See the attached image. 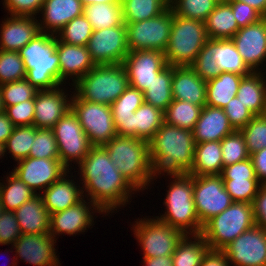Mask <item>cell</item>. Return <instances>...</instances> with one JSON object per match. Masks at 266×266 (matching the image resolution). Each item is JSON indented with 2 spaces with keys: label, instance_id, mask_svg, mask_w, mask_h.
Wrapping results in <instances>:
<instances>
[{
  "label": "cell",
  "instance_id": "cell-54",
  "mask_svg": "<svg viewBox=\"0 0 266 266\" xmlns=\"http://www.w3.org/2000/svg\"><path fill=\"white\" fill-rule=\"evenodd\" d=\"M22 235L14 211H3L0 215V244H14Z\"/></svg>",
  "mask_w": 266,
  "mask_h": 266
},
{
  "label": "cell",
  "instance_id": "cell-59",
  "mask_svg": "<svg viewBox=\"0 0 266 266\" xmlns=\"http://www.w3.org/2000/svg\"><path fill=\"white\" fill-rule=\"evenodd\" d=\"M257 179L266 185V148L250 154Z\"/></svg>",
  "mask_w": 266,
  "mask_h": 266
},
{
  "label": "cell",
  "instance_id": "cell-15",
  "mask_svg": "<svg viewBox=\"0 0 266 266\" xmlns=\"http://www.w3.org/2000/svg\"><path fill=\"white\" fill-rule=\"evenodd\" d=\"M222 251L233 266H266V230L254 225Z\"/></svg>",
  "mask_w": 266,
  "mask_h": 266
},
{
  "label": "cell",
  "instance_id": "cell-42",
  "mask_svg": "<svg viewBox=\"0 0 266 266\" xmlns=\"http://www.w3.org/2000/svg\"><path fill=\"white\" fill-rule=\"evenodd\" d=\"M219 2L218 0H170L169 7L178 16L204 22Z\"/></svg>",
  "mask_w": 266,
  "mask_h": 266
},
{
  "label": "cell",
  "instance_id": "cell-8",
  "mask_svg": "<svg viewBox=\"0 0 266 266\" xmlns=\"http://www.w3.org/2000/svg\"><path fill=\"white\" fill-rule=\"evenodd\" d=\"M254 225L252 203L233 202L203 225L201 235L205 238L209 249L223 250Z\"/></svg>",
  "mask_w": 266,
  "mask_h": 266
},
{
  "label": "cell",
  "instance_id": "cell-47",
  "mask_svg": "<svg viewBox=\"0 0 266 266\" xmlns=\"http://www.w3.org/2000/svg\"><path fill=\"white\" fill-rule=\"evenodd\" d=\"M249 154L266 148V116L255 115L241 130Z\"/></svg>",
  "mask_w": 266,
  "mask_h": 266
},
{
  "label": "cell",
  "instance_id": "cell-56",
  "mask_svg": "<svg viewBox=\"0 0 266 266\" xmlns=\"http://www.w3.org/2000/svg\"><path fill=\"white\" fill-rule=\"evenodd\" d=\"M44 0H4V7L12 16L34 17L39 13Z\"/></svg>",
  "mask_w": 266,
  "mask_h": 266
},
{
  "label": "cell",
  "instance_id": "cell-37",
  "mask_svg": "<svg viewBox=\"0 0 266 266\" xmlns=\"http://www.w3.org/2000/svg\"><path fill=\"white\" fill-rule=\"evenodd\" d=\"M173 66L167 65L143 92L144 102L161 109L163 112L172 103Z\"/></svg>",
  "mask_w": 266,
  "mask_h": 266
},
{
  "label": "cell",
  "instance_id": "cell-19",
  "mask_svg": "<svg viewBox=\"0 0 266 266\" xmlns=\"http://www.w3.org/2000/svg\"><path fill=\"white\" fill-rule=\"evenodd\" d=\"M54 239L50 234H22L13 246L20 259L35 266H59Z\"/></svg>",
  "mask_w": 266,
  "mask_h": 266
},
{
  "label": "cell",
  "instance_id": "cell-32",
  "mask_svg": "<svg viewBox=\"0 0 266 266\" xmlns=\"http://www.w3.org/2000/svg\"><path fill=\"white\" fill-rule=\"evenodd\" d=\"M243 76L222 72L218 77L206 82V105L223 109L233 99Z\"/></svg>",
  "mask_w": 266,
  "mask_h": 266
},
{
  "label": "cell",
  "instance_id": "cell-18",
  "mask_svg": "<svg viewBox=\"0 0 266 266\" xmlns=\"http://www.w3.org/2000/svg\"><path fill=\"white\" fill-rule=\"evenodd\" d=\"M231 39L247 66L257 72L266 58V17L240 28Z\"/></svg>",
  "mask_w": 266,
  "mask_h": 266
},
{
  "label": "cell",
  "instance_id": "cell-6",
  "mask_svg": "<svg viewBox=\"0 0 266 266\" xmlns=\"http://www.w3.org/2000/svg\"><path fill=\"white\" fill-rule=\"evenodd\" d=\"M72 85L81 100L110 106L130 84L127 71L120 63L95 65Z\"/></svg>",
  "mask_w": 266,
  "mask_h": 266
},
{
  "label": "cell",
  "instance_id": "cell-34",
  "mask_svg": "<svg viewBox=\"0 0 266 266\" xmlns=\"http://www.w3.org/2000/svg\"><path fill=\"white\" fill-rule=\"evenodd\" d=\"M212 58L221 72H229L243 77L253 71L247 66L237 51L232 39H212Z\"/></svg>",
  "mask_w": 266,
  "mask_h": 266
},
{
  "label": "cell",
  "instance_id": "cell-22",
  "mask_svg": "<svg viewBox=\"0 0 266 266\" xmlns=\"http://www.w3.org/2000/svg\"><path fill=\"white\" fill-rule=\"evenodd\" d=\"M10 16L1 25L0 50L18 52L40 32L39 22L35 17Z\"/></svg>",
  "mask_w": 266,
  "mask_h": 266
},
{
  "label": "cell",
  "instance_id": "cell-13",
  "mask_svg": "<svg viewBox=\"0 0 266 266\" xmlns=\"http://www.w3.org/2000/svg\"><path fill=\"white\" fill-rule=\"evenodd\" d=\"M193 200L202 226L233 203L220 175H193Z\"/></svg>",
  "mask_w": 266,
  "mask_h": 266
},
{
  "label": "cell",
  "instance_id": "cell-31",
  "mask_svg": "<svg viewBox=\"0 0 266 266\" xmlns=\"http://www.w3.org/2000/svg\"><path fill=\"white\" fill-rule=\"evenodd\" d=\"M260 71L242 78L237 98L255 116L264 115L266 109V83Z\"/></svg>",
  "mask_w": 266,
  "mask_h": 266
},
{
  "label": "cell",
  "instance_id": "cell-2",
  "mask_svg": "<svg viewBox=\"0 0 266 266\" xmlns=\"http://www.w3.org/2000/svg\"><path fill=\"white\" fill-rule=\"evenodd\" d=\"M195 145L193 131L164 122L149 141L150 162L155 176L162 172L189 173L193 165Z\"/></svg>",
  "mask_w": 266,
  "mask_h": 266
},
{
  "label": "cell",
  "instance_id": "cell-60",
  "mask_svg": "<svg viewBox=\"0 0 266 266\" xmlns=\"http://www.w3.org/2000/svg\"><path fill=\"white\" fill-rule=\"evenodd\" d=\"M200 266H230L226 254L222 250H211L203 256Z\"/></svg>",
  "mask_w": 266,
  "mask_h": 266
},
{
  "label": "cell",
  "instance_id": "cell-23",
  "mask_svg": "<svg viewBox=\"0 0 266 266\" xmlns=\"http://www.w3.org/2000/svg\"><path fill=\"white\" fill-rule=\"evenodd\" d=\"M56 51L59 55L61 85L69 76L75 77L73 82L76 83L95 66L86 46L66 44L57 38Z\"/></svg>",
  "mask_w": 266,
  "mask_h": 266
},
{
  "label": "cell",
  "instance_id": "cell-52",
  "mask_svg": "<svg viewBox=\"0 0 266 266\" xmlns=\"http://www.w3.org/2000/svg\"><path fill=\"white\" fill-rule=\"evenodd\" d=\"M34 107L35 98L20 102L13 106H7L5 108V113L15 127L29 126L33 125V119L35 115Z\"/></svg>",
  "mask_w": 266,
  "mask_h": 266
},
{
  "label": "cell",
  "instance_id": "cell-65",
  "mask_svg": "<svg viewBox=\"0 0 266 266\" xmlns=\"http://www.w3.org/2000/svg\"><path fill=\"white\" fill-rule=\"evenodd\" d=\"M6 150H7L6 149V144L5 143H0V157L4 156L5 152H7Z\"/></svg>",
  "mask_w": 266,
  "mask_h": 266
},
{
  "label": "cell",
  "instance_id": "cell-41",
  "mask_svg": "<svg viewBox=\"0 0 266 266\" xmlns=\"http://www.w3.org/2000/svg\"><path fill=\"white\" fill-rule=\"evenodd\" d=\"M7 184L0 182V197L5 211H15L26 201L37 195L12 172L7 177Z\"/></svg>",
  "mask_w": 266,
  "mask_h": 266
},
{
  "label": "cell",
  "instance_id": "cell-14",
  "mask_svg": "<svg viewBox=\"0 0 266 266\" xmlns=\"http://www.w3.org/2000/svg\"><path fill=\"white\" fill-rule=\"evenodd\" d=\"M86 47L95 65L123 63L129 53L126 26L94 30Z\"/></svg>",
  "mask_w": 266,
  "mask_h": 266
},
{
  "label": "cell",
  "instance_id": "cell-55",
  "mask_svg": "<svg viewBox=\"0 0 266 266\" xmlns=\"http://www.w3.org/2000/svg\"><path fill=\"white\" fill-rule=\"evenodd\" d=\"M226 2L231 6L239 28L254 24L263 18L256 9L242 1L228 0Z\"/></svg>",
  "mask_w": 266,
  "mask_h": 266
},
{
  "label": "cell",
  "instance_id": "cell-46",
  "mask_svg": "<svg viewBox=\"0 0 266 266\" xmlns=\"http://www.w3.org/2000/svg\"><path fill=\"white\" fill-rule=\"evenodd\" d=\"M25 78L26 70L19 52L0 50V85Z\"/></svg>",
  "mask_w": 266,
  "mask_h": 266
},
{
  "label": "cell",
  "instance_id": "cell-3",
  "mask_svg": "<svg viewBox=\"0 0 266 266\" xmlns=\"http://www.w3.org/2000/svg\"><path fill=\"white\" fill-rule=\"evenodd\" d=\"M57 36L40 31L28 42L19 55L24 62L26 80L38 91L59 87V55Z\"/></svg>",
  "mask_w": 266,
  "mask_h": 266
},
{
  "label": "cell",
  "instance_id": "cell-38",
  "mask_svg": "<svg viewBox=\"0 0 266 266\" xmlns=\"http://www.w3.org/2000/svg\"><path fill=\"white\" fill-rule=\"evenodd\" d=\"M163 123L164 112L144 102L134 112V137L149 142Z\"/></svg>",
  "mask_w": 266,
  "mask_h": 266
},
{
  "label": "cell",
  "instance_id": "cell-17",
  "mask_svg": "<svg viewBox=\"0 0 266 266\" xmlns=\"http://www.w3.org/2000/svg\"><path fill=\"white\" fill-rule=\"evenodd\" d=\"M70 169L60 159H45L27 157L18 161L13 174L23 181L34 192L42 188L47 189L59 180Z\"/></svg>",
  "mask_w": 266,
  "mask_h": 266
},
{
  "label": "cell",
  "instance_id": "cell-62",
  "mask_svg": "<svg viewBox=\"0 0 266 266\" xmlns=\"http://www.w3.org/2000/svg\"><path fill=\"white\" fill-rule=\"evenodd\" d=\"M145 266H173L172 255L144 258Z\"/></svg>",
  "mask_w": 266,
  "mask_h": 266
},
{
  "label": "cell",
  "instance_id": "cell-66",
  "mask_svg": "<svg viewBox=\"0 0 266 266\" xmlns=\"http://www.w3.org/2000/svg\"><path fill=\"white\" fill-rule=\"evenodd\" d=\"M2 112H5V105H4V102L2 100V94L0 91V113H2Z\"/></svg>",
  "mask_w": 266,
  "mask_h": 266
},
{
  "label": "cell",
  "instance_id": "cell-29",
  "mask_svg": "<svg viewBox=\"0 0 266 266\" xmlns=\"http://www.w3.org/2000/svg\"><path fill=\"white\" fill-rule=\"evenodd\" d=\"M66 176V174L63 175L42 191L44 193L41 194L44 206L50 214L63 211L84 199V191L80 190V186L78 188L75 182L73 183V180L67 179Z\"/></svg>",
  "mask_w": 266,
  "mask_h": 266
},
{
  "label": "cell",
  "instance_id": "cell-64",
  "mask_svg": "<svg viewBox=\"0 0 266 266\" xmlns=\"http://www.w3.org/2000/svg\"><path fill=\"white\" fill-rule=\"evenodd\" d=\"M82 6H87L90 4H96V3H110V4H121L122 0H80Z\"/></svg>",
  "mask_w": 266,
  "mask_h": 266
},
{
  "label": "cell",
  "instance_id": "cell-61",
  "mask_svg": "<svg viewBox=\"0 0 266 266\" xmlns=\"http://www.w3.org/2000/svg\"><path fill=\"white\" fill-rule=\"evenodd\" d=\"M14 125L5 112L0 113V143H6L13 132Z\"/></svg>",
  "mask_w": 266,
  "mask_h": 266
},
{
  "label": "cell",
  "instance_id": "cell-58",
  "mask_svg": "<svg viewBox=\"0 0 266 266\" xmlns=\"http://www.w3.org/2000/svg\"><path fill=\"white\" fill-rule=\"evenodd\" d=\"M255 225L266 230V185H262L252 201Z\"/></svg>",
  "mask_w": 266,
  "mask_h": 266
},
{
  "label": "cell",
  "instance_id": "cell-35",
  "mask_svg": "<svg viewBox=\"0 0 266 266\" xmlns=\"http://www.w3.org/2000/svg\"><path fill=\"white\" fill-rule=\"evenodd\" d=\"M188 236L185 234L178 242L172 254L173 266H200L203 256L209 250V246L201 234L192 235V239L195 241Z\"/></svg>",
  "mask_w": 266,
  "mask_h": 266
},
{
  "label": "cell",
  "instance_id": "cell-4",
  "mask_svg": "<svg viewBox=\"0 0 266 266\" xmlns=\"http://www.w3.org/2000/svg\"><path fill=\"white\" fill-rule=\"evenodd\" d=\"M117 169L136 189L144 190L154 179L149 142L139 138L116 135L102 146Z\"/></svg>",
  "mask_w": 266,
  "mask_h": 266
},
{
  "label": "cell",
  "instance_id": "cell-25",
  "mask_svg": "<svg viewBox=\"0 0 266 266\" xmlns=\"http://www.w3.org/2000/svg\"><path fill=\"white\" fill-rule=\"evenodd\" d=\"M224 109L205 105L193 130L195 143L221 141L234 132Z\"/></svg>",
  "mask_w": 266,
  "mask_h": 266
},
{
  "label": "cell",
  "instance_id": "cell-33",
  "mask_svg": "<svg viewBox=\"0 0 266 266\" xmlns=\"http://www.w3.org/2000/svg\"><path fill=\"white\" fill-rule=\"evenodd\" d=\"M209 39H231L240 29L231 6L220 1L204 21Z\"/></svg>",
  "mask_w": 266,
  "mask_h": 266
},
{
  "label": "cell",
  "instance_id": "cell-27",
  "mask_svg": "<svg viewBox=\"0 0 266 266\" xmlns=\"http://www.w3.org/2000/svg\"><path fill=\"white\" fill-rule=\"evenodd\" d=\"M143 103V92L129 85L119 98L110 105L118 136L134 137V112Z\"/></svg>",
  "mask_w": 266,
  "mask_h": 266
},
{
  "label": "cell",
  "instance_id": "cell-21",
  "mask_svg": "<svg viewBox=\"0 0 266 266\" xmlns=\"http://www.w3.org/2000/svg\"><path fill=\"white\" fill-rule=\"evenodd\" d=\"M89 203L90 206L88 205ZM88 204L82 199L76 205L58 213L50 214L49 234L55 239L56 235L63 233L74 235L78 232H85L84 230H86L87 227L89 228L92 226V221L94 219L89 210L93 207L98 213L102 212L93 202L90 201Z\"/></svg>",
  "mask_w": 266,
  "mask_h": 266
},
{
  "label": "cell",
  "instance_id": "cell-12",
  "mask_svg": "<svg viewBox=\"0 0 266 266\" xmlns=\"http://www.w3.org/2000/svg\"><path fill=\"white\" fill-rule=\"evenodd\" d=\"M52 130L57 142L59 159L68 169L69 161L75 160L79 164L93 147L72 110L61 117Z\"/></svg>",
  "mask_w": 266,
  "mask_h": 266
},
{
  "label": "cell",
  "instance_id": "cell-50",
  "mask_svg": "<svg viewBox=\"0 0 266 266\" xmlns=\"http://www.w3.org/2000/svg\"><path fill=\"white\" fill-rule=\"evenodd\" d=\"M233 202L252 203L263 185L258 179H222Z\"/></svg>",
  "mask_w": 266,
  "mask_h": 266
},
{
  "label": "cell",
  "instance_id": "cell-48",
  "mask_svg": "<svg viewBox=\"0 0 266 266\" xmlns=\"http://www.w3.org/2000/svg\"><path fill=\"white\" fill-rule=\"evenodd\" d=\"M0 91L5 108L32 100L38 92L26 79L1 84Z\"/></svg>",
  "mask_w": 266,
  "mask_h": 266
},
{
  "label": "cell",
  "instance_id": "cell-26",
  "mask_svg": "<svg viewBox=\"0 0 266 266\" xmlns=\"http://www.w3.org/2000/svg\"><path fill=\"white\" fill-rule=\"evenodd\" d=\"M40 11L43 24L39 22V30H49V34L56 35L72 19L83 14V6L80 0H44Z\"/></svg>",
  "mask_w": 266,
  "mask_h": 266
},
{
  "label": "cell",
  "instance_id": "cell-44",
  "mask_svg": "<svg viewBox=\"0 0 266 266\" xmlns=\"http://www.w3.org/2000/svg\"><path fill=\"white\" fill-rule=\"evenodd\" d=\"M91 23L84 14L75 17L59 32L58 39L70 45L86 46L93 32Z\"/></svg>",
  "mask_w": 266,
  "mask_h": 266
},
{
  "label": "cell",
  "instance_id": "cell-20",
  "mask_svg": "<svg viewBox=\"0 0 266 266\" xmlns=\"http://www.w3.org/2000/svg\"><path fill=\"white\" fill-rule=\"evenodd\" d=\"M66 96L59 87L38 91L35 96L33 125L36 128L52 129L57 121L71 110V98L69 100Z\"/></svg>",
  "mask_w": 266,
  "mask_h": 266
},
{
  "label": "cell",
  "instance_id": "cell-67",
  "mask_svg": "<svg viewBox=\"0 0 266 266\" xmlns=\"http://www.w3.org/2000/svg\"><path fill=\"white\" fill-rule=\"evenodd\" d=\"M3 211H4V206H3L2 202H1V197H0V215H1V213Z\"/></svg>",
  "mask_w": 266,
  "mask_h": 266
},
{
  "label": "cell",
  "instance_id": "cell-39",
  "mask_svg": "<svg viewBox=\"0 0 266 266\" xmlns=\"http://www.w3.org/2000/svg\"><path fill=\"white\" fill-rule=\"evenodd\" d=\"M124 23L157 17L169 7V0H122Z\"/></svg>",
  "mask_w": 266,
  "mask_h": 266
},
{
  "label": "cell",
  "instance_id": "cell-57",
  "mask_svg": "<svg viewBox=\"0 0 266 266\" xmlns=\"http://www.w3.org/2000/svg\"><path fill=\"white\" fill-rule=\"evenodd\" d=\"M220 176L222 179H257L251 158L224 166Z\"/></svg>",
  "mask_w": 266,
  "mask_h": 266
},
{
  "label": "cell",
  "instance_id": "cell-49",
  "mask_svg": "<svg viewBox=\"0 0 266 266\" xmlns=\"http://www.w3.org/2000/svg\"><path fill=\"white\" fill-rule=\"evenodd\" d=\"M29 157L59 159L56 138L52 129L36 128V134Z\"/></svg>",
  "mask_w": 266,
  "mask_h": 266
},
{
  "label": "cell",
  "instance_id": "cell-5",
  "mask_svg": "<svg viewBox=\"0 0 266 266\" xmlns=\"http://www.w3.org/2000/svg\"><path fill=\"white\" fill-rule=\"evenodd\" d=\"M167 175H170L174 181L170 182L164 201L167 211L160 218L159 216L156 218L181 230L184 234H201L203 226L197 216L193 200V175L188 173Z\"/></svg>",
  "mask_w": 266,
  "mask_h": 266
},
{
  "label": "cell",
  "instance_id": "cell-45",
  "mask_svg": "<svg viewBox=\"0 0 266 266\" xmlns=\"http://www.w3.org/2000/svg\"><path fill=\"white\" fill-rule=\"evenodd\" d=\"M223 166H229L250 158L247 151L244 135L241 131L235 130L221 141Z\"/></svg>",
  "mask_w": 266,
  "mask_h": 266
},
{
  "label": "cell",
  "instance_id": "cell-43",
  "mask_svg": "<svg viewBox=\"0 0 266 266\" xmlns=\"http://www.w3.org/2000/svg\"><path fill=\"white\" fill-rule=\"evenodd\" d=\"M35 134L36 127L34 125L14 127L12 134L5 144L6 149L9 150L8 153L12 154L15 161L29 157Z\"/></svg>",
  "mask_w": 266,
  "mask_h": 266
},
{
  "label": "cell",
  "instance_id": "cell-7",
  "mask_svg": "<svg viewBox=\"0 0 266 266\" xmlns=\"http://www.w3.org/2000/svg\"><path fill=\"white\" fill-rule=\"evenodd\" d=\"M208 39L203 21L173 13L169 43L164 52L167 64L191 66Z\"/></svg>",
  "mask_w": 266,
  "mask_h": 266
},
{
  "label": "cell",
  "instance_id": "cell-9",
  "mask_svg": "<svg viewBox=\"0 0 266 266\" xmlns=\"http://www.w3.org/2000/svg\"><path fill=\"white\" fill-rule=\"evenodd\" d=\"M71 110L93 146H103L117 135L109 105L81 100L74 92Z\"/></svg>",
  "mask_w": 266,
  "mask_h": 266
},
{
  "label": "cell",
  "instance_id": "cell-11",
  "mask_svg": "<svg viewBox=\"0 0 266 266\" xmlns=\"http://www.w3.org/2000/svg\"><path fill=\"white\" fill-rule=\"evenodd\" d=\"M135 222L134 235L141 244L144 258L172 255L185 235L159 219L147 218Z\"/></svg>",
  "mask_w": 266,
  "mask_h": 266
},
{
  "label": "cell",
  "instance_id": "cell-63",
  "mask_svg": "<svg viewBox=\"0 0 266 266\" xmlns=\"http://www.w3.org/2000/svg\"><path fill=\"white\" fill-rule=\"evenodd\" d=\"M242 1L254 9H256L263 17H266V0H239Z\"/></svg>",
  "mask_w": 266,
  "mask_h": 266
},
{
  "label": "cell",
  "instance_id": "cell-24",
  "mask_svg": "<svg viewBox=\"0 0 266 266\" xmlns=\"http://www.w3.org/2000/svg\"><path fill=\"white\" fill-rule=\"evenodd\" d=\"M172 96L175 100L206 105V81L201 79L190 66H173Z\"/></svg>",
  "mask_w": 266,
  "mask_h": 266
},
{
  "label": "cell",
  "instance_id": "cell-40",
  "mask_svg": "<svg viewBox=\"0 0 266 266\" xmlns=\"http://www.w3.org/2000/svg\"><path fill=\"white\" fill-rule=\"evenodd\" d=\"M202 107L191 102L173 99L164 111V122L171 126L193 131Z\"/></svg>",
  "mask_w": 266,
  "mask_h": 266
},
{
  "label": "cell",
  "instance_id": "cell-53",
  "mask_svg": "<svg viewBox=\"0 0 266 266\" xmlns=\"http://www.w3.org/2000/svg\"><path fill=\"white\" fill-rule=\"evenodd\" d=\"M223 109L234 130L240 131L254 117L237 96L231 99Z\"/></svg>",
  "mask_w": 266,
  "mask_h": 266
},
{
  "label": "cell",
  "instance_id": "cell-30",
  "mask_svg": "<svg viewBox=\"0 0 266 266\" xmlns=\"http://www.w3.org/2000/svg\"><path fill=\"white\" fill-rule=\"evenodd\" d=\"M220 141L196 143L191 171L194 176L220 175L223 169Z\"/></svg>",
  "mask_w": 266,
  "mask_h": 266
},
{
  "label": "cell",
  "instance_id": "cell-16",
  "mask_svg": "<svg viewBox=\"0 0 266 266\" xmlns=\"http://www.w3.org/2000/svg\"><path fill=\"white\" fill-rule=\"evenodd\" d=\"M123 65L127 71L130 86L144 92L168 64L161 51L133 50L129 51Z\"/></svg>",
  "mask_w": 266,
  "mask_h": 266
},
{
  "label": "cell",
  "instance_id": "cell-51",
  "mask_svg": "<svg viewBox=\"0 0 266 266\" xmlns=\"http://www.w3.org/2000/svg\"><path fill=\"white\" fill-rule=\"evenodd\" d=\"M190 67L206 82L218 77L222 73L216 60H213L212 58V39H208L204 44L194 63Z\"/></svg>",
  "mask_w": 266,
  "mask_h": 266
},
{
  "label": "cell",
  "instance_id": "cell-1",
  "mask_svg": "<svg viewBox=\"0 0 266 266\" xmlns=\"http://www.w3.org/2000/svg\"><path fill=\"white\" fill-rule=\"evenodd\" d=\"M82 185L102 213H109L128 202L131 192L137 191L121 174L102 146H93L79 163ZM130 194V195H129Z\"/></svg>",
  "mask_w": 266,
  "mask_h": 266
},
{
  "label": "cell",
  "instance_id": "cell-10",
  "mask_svg": "<svg viewBox=\"0 0 266 266\" xmlns=\"http://www.w3.org/2000/svg\"><path fill=\"white\" fill-rule=\"evenodd\" d=\"M172 21L173 11L168 7L157 17L125 23L128 50H158L164 53L169 43Z\"/></svg>",
  "mask_w": 266,
  "mask_h": 266
},
{
  "label": "cell",
  "instance_id": "cell-28",
  "mask_svg": "<svg viewBox=\"0 0 266 266\" xmlns=\"http://www.w3.org/2000/svg\"><path fill=\"white\" fill-rule=\"evenodd\" d=\"M14 214L22 234H49L50 213L44 206L41 194L26 201Z\"/></svg>",
  "mask_w": 266,
  "mask_h": 266
},
{
  "label": "cell",
  "instance_id": "cell-36",
  "mask_svg": "<svg viewBox=\"0 0 266 266\" xmlns=\"http://www.w3.org/2000/svg\"><path fill=\"white\" fill-rule=\"evenodd\" d=\"M83 14L93 30L125 26L121 4L96 3L83 7Z\"/></svg>",
  "mask_w": 266,
  "mask_h": 266
}]
</instances>
